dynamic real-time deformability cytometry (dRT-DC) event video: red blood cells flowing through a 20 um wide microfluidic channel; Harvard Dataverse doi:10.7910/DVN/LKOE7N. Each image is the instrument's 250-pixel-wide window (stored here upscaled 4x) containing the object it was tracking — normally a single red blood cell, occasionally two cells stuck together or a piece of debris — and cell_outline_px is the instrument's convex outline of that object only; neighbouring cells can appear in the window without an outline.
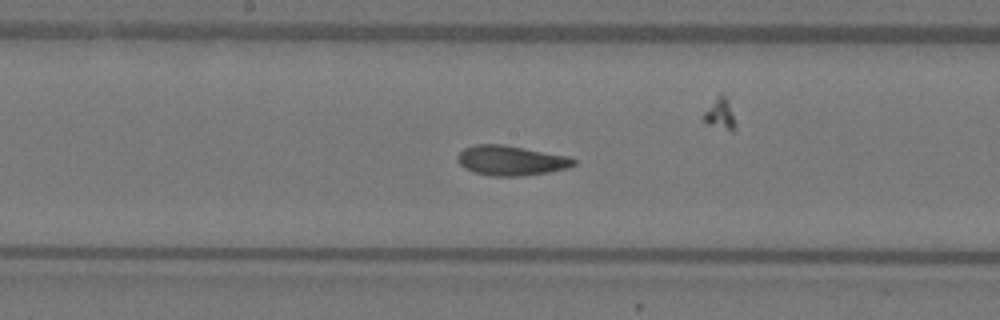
{"species": "Egyptian fruit bat (a non-hibernating species)", "species_latin": "Rousettus aegyptiacus", "temperature_condition": "warm", "stored_images_in_passage": 33, "segment_of_instrument_passage": [1, 2], "camera_frame_rate_fps": 3000, "um_per_image_px": 0.085, "animal": {"sex": "female"}, "frame": {"image": 1, "passage_image": 8, "time_ms": 2.333, "image_size_px": [1000, 320], "cell_outline_px": [[576, 164], [568, 168], [548, 172], [524, 176], [492, 176], [472, 172], [464, 168], [456, 160], [456, 156], [464, 148], [476, 144], [504, 144], [568, 156], [576, 160]], "centroid_in_image_um": [43.41, 13.64], "position_along_channel_um": 204.8, "area_um2": 20.4}}
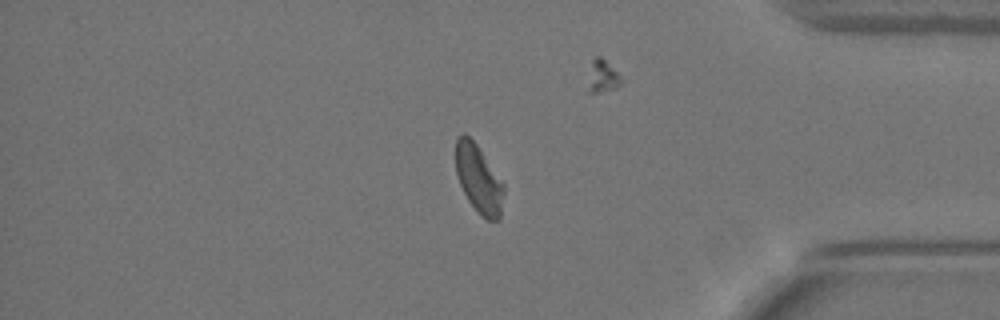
{"frame": {"image": 2, "passage_image": 24, "time_ms": 7.667, "image_size_px": [1000, 320], "cell_outline_px": [[504, 192], [500, 220], [488, 220], [480, 216], [468, 200], [460, 184], [456, 172], [456, 136], [464, 132], [476, 144], [504, 184]], "centroid_in_image_um": [40.69, 15.23], "position_along_channel_um": 394.5, "area_um2": 19.02}}
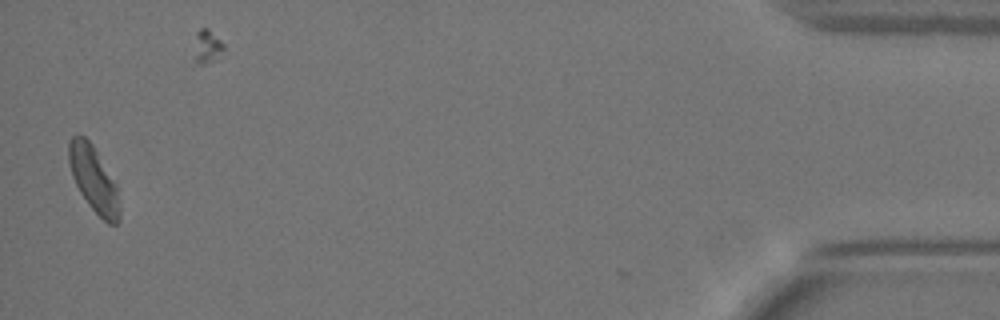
{"frame": {"image": 3, "passage_image": 31, "time_ms": 10.0, "image_size_px": [1000, 320], "cell_outline_px": [[120, 220], [116, 224], [108, 224], [88, 204], [80, 192], [72, 176], [68, 164], [68, 140], [72, 136], [84, 136], [92, 144], [116, 184], [120, 208]], "centroid_in_image_um": [7.95, 15.24], "position_along_channel_um": 427.2, "area_um2": 19.31}}